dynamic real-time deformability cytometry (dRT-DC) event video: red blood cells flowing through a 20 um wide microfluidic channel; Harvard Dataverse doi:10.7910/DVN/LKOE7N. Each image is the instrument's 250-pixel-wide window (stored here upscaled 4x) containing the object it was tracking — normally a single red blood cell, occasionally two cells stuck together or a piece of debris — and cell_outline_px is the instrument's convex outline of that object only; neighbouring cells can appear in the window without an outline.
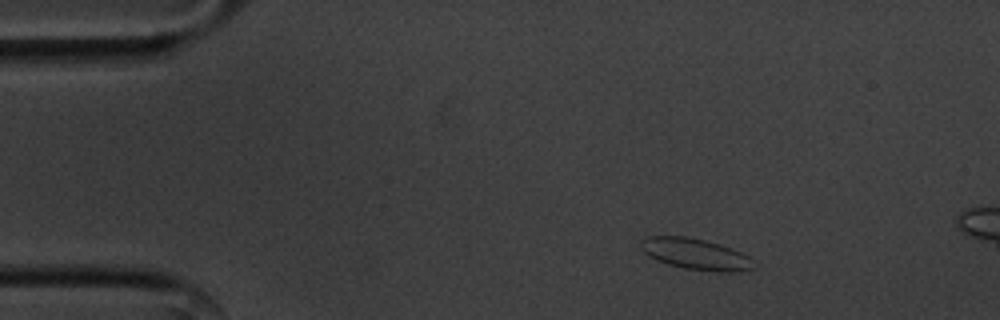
{"species": "common noctule bat (a hibernating species)", "species_latin": "Nyctalus noctula", "temperature_condition": "cold", "stored_images_in_passage": 7, "camera_frame_rate_fps": 3000, "um_per_image_px": 0.085, "animal": {"sex": "male", "body_mass_g": 20.1, "forearm_length_mm": 53.5}, "frame": {"image": 1, "passage_image": 1, "time_ms": 0.0, "image_size_px": [1000, 320], "cell_outline_px": [[756, 268], [740, 272], [716, 272], [684, 268], [668, 264], [656, 260], [648, 256], [640, 248], [640, 240], [648, 236], [684, 236], [704, 240], [720, 244], [732, 248], [756, 260]], "centroid_in_image_um": [59.17, 21.61], "position_along_channel_um": 25.8, "area_um2": 20.87}}